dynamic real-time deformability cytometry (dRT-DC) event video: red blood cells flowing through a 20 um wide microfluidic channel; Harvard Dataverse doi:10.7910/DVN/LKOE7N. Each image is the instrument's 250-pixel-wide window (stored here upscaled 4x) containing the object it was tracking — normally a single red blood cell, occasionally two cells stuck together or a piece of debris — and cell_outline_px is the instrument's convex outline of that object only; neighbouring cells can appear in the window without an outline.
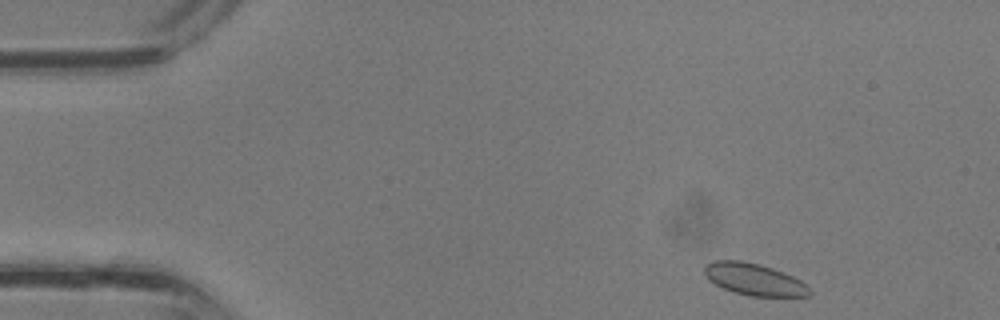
{"species": "common noctule bat (a hibernating species)", "species_latin": "Nyctalus noctula", "temperature_condition": "room temperature", "stored_images_in_passage": 34, "camera_frame_rate_fps": 3000, "um_per_image_px": 0.085, "animal": {"sex": "male", "body_mass_g": 13.3}, "frame": {"image": 1, "passage_image": 1, "time_ms": 0.0, "image_size_px": [1000, 320], "cell_outline_px": [[812, 292], [808, 296], [752, 296], [736, 292], [724, 288], [708, 280], [704, 272], [704, 264], [712, 260], [740, 260], [760, 264], [784, 272], [800, 280]], "centroid_in_image_um": [64.07, 23.72], "position_along_channel_um": 20.9, "area_um2": 19.42}}
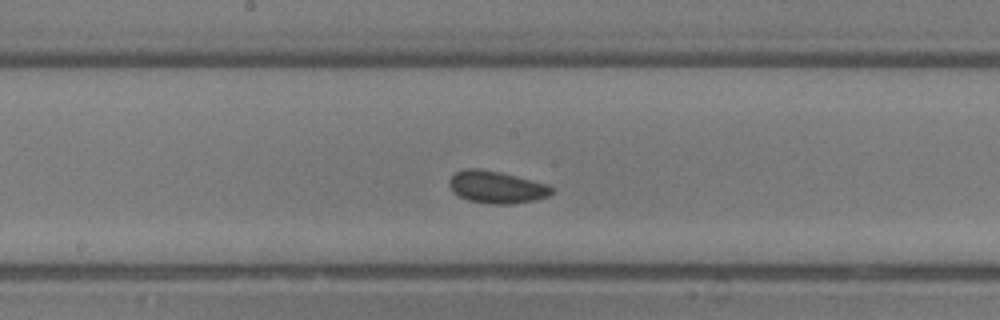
{"frame": {"image": 2, "passage_image": 16, "time_ms": 5.0, "image_size_px": [1000, 320], "cell_outline_px": [[556, 188], [548, 196], [536, 200], [512, 204], [492, 204], [468, 200], [452, 192], [448, 184], [448, 180], [456, 172], [464, 168], [480, 168], [500, 172], [548, 184]], "centroid_in_image_um": [42.21, 15.9], "position_along_channel_um": 206.0, "area_um2": 19.42}}
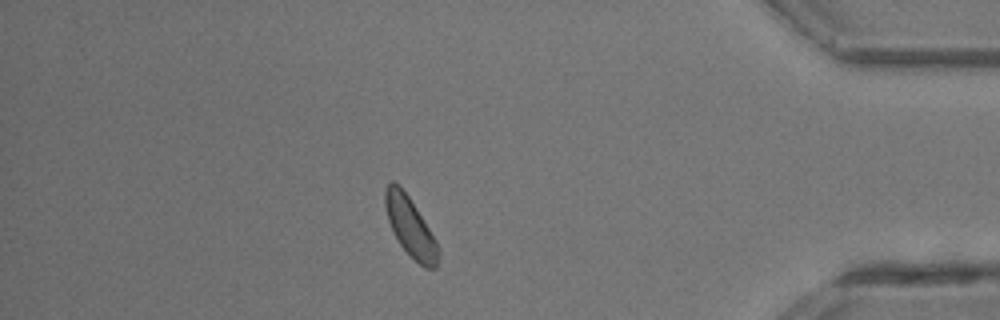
{"frame": {"image": 3, "passage_image": 29, "time_ms": 9.333, "image_size_px": [1000, 320], "cell_outline_px": [[440, 252], [436, 268], [424, 268], [400, 244], [388, 220], [384, 204], [384, 192], [388, 184], [392, 180], [400, 184], [416, 208], [436, 240], [440, 248]], "centroid_in_image_um": [34.88, 19.26], "position_along_channel_um": 400.3, "area_um2": 18.09}}